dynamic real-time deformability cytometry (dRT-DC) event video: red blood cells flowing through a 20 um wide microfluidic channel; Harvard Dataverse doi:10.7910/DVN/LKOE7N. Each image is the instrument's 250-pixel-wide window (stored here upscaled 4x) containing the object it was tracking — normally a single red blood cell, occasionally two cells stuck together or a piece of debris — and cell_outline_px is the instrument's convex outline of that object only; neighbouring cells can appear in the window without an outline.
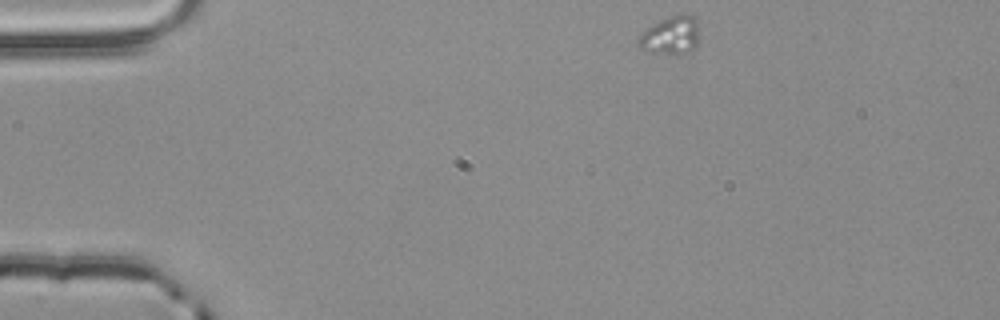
{"species": "common noctule bat (a hibernating species)", "species_latin": "Nyctalus noctula", "temperature_condition": "room temperature", "stored_images_in_passage": 13, "camera_frame_rate_fps": 3000, "um_per_image_px": 0.085, "animal": {"sex": "male", "body_mass_g": 20.4}, "frame": {"image": 1, "passage_image": 1, "time_ms": 0.0, "image_size_px": [1000, 320], "cell_outline_px": [[700, 24], [696, 44], [692, 52], [676, 56], [644, 52], [636, 44], [636, 40], [648, 28], [660, 20], [680, 12], [684, 12], [692, 16]], "centroid_in_image_um": [57.02, 3.04], "position_along_channel_um": 28.0, "area_um2": 14.22}}